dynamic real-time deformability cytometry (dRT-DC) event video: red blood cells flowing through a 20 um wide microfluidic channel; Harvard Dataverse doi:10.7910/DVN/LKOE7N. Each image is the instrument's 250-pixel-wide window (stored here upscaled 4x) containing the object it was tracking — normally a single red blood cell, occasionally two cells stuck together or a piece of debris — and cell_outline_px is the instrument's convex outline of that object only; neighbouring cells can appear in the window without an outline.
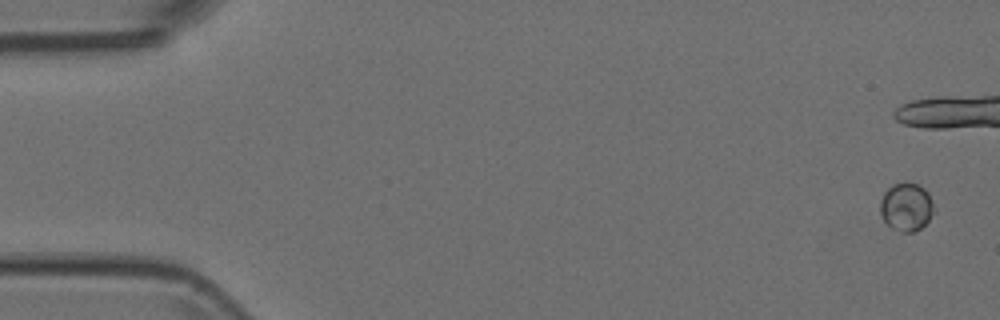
{"species": "Egyptian fruit bat (a non-hibernating species)", "species_latin": "Rousettus aegyptiacus", "temperature_condition": "room temperature", "stored_images_in_passage": 8, "camera_frame_rate_fps": 3000, "um_per_image_px": 0.085, "animal": {"sex": "female"}, "frame": {"image": 1, "passage_image": 1, "time_ms": 0.0, "image_size_px": [1000, 320], "cell_outline_px": [[932, 212], [928, 220], [920, 228], [912, 232], [900, 232], [892, 228], [884, 220], [880, 212], [880, 200], [884, 192], [892, 184], [916, 184], [924, 188], [928, 192], [932, 200]], "centroid_in_image_um": [77.01, 17.6], "position_along_channel_um": 8.0, "area_um2": 14.74}}